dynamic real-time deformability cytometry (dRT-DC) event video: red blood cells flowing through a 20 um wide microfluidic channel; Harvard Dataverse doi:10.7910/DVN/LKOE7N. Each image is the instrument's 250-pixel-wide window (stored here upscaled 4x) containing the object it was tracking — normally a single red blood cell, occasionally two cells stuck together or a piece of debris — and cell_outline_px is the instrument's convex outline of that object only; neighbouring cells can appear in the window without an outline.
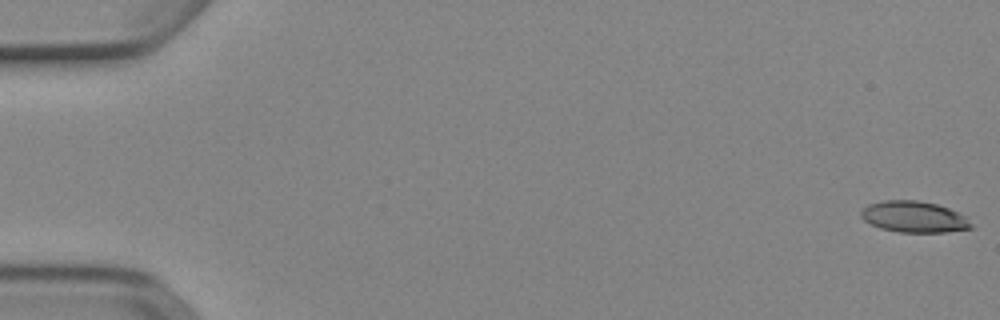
{"species": "Egyptian fruit bat (a non-hibernating species)", "species_latin": "Rousettus aegyptiacus", "temperature_condition": "cold", "stored_images_in_passage": 53, "camera_frame_rate_fps": 3000, "um_per_image_px": 0.085, "animal": {"sex": "female"}, "frame": {"image": 1, "passage_image": 1, "time_ms": 0.0, "image_size_px": [1000, 320], "cell_outline_px": [[972, 228], [944, 232], [900, 232], [880, 228], [864, 220], [860, 216], [860, 212], [868, 204], [884, 200], [920, 200], [936, 204], [948, 208], [968, 216], [972, 224]], "centroid_in_image_um": [77.71, 18.42], "position_along_channel_um": 7.3, "area_um2": 20.11}}
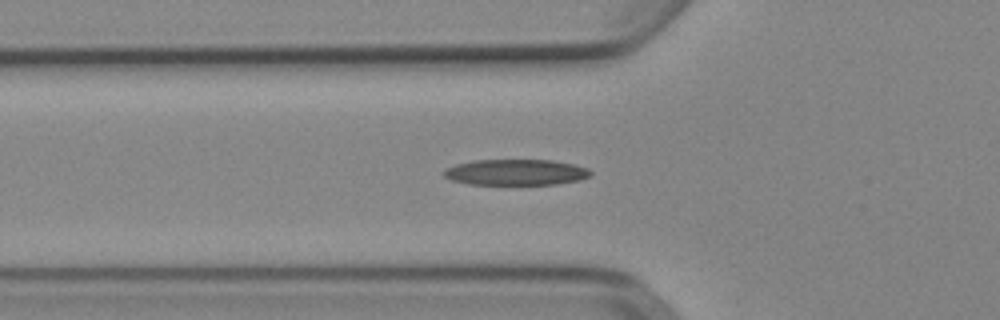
{"frame": {"image": 2, "passage_image": 19, "time_ms": 6.0, "image_size_px": [1000, 320], "cell_outline_px": [[592, 176], [580, 180], [556, 184], [468, 184], [452, 180], [444, 176], [440, 172], [444, 168], [456, 164], [472, 160], [552, 160], [572, 164], [588, 168], [592, 172]], "centroid_in_image_um": [43.82, 14.64], "position_along_channel_um": 82.0, "area_um2": 22.31}}
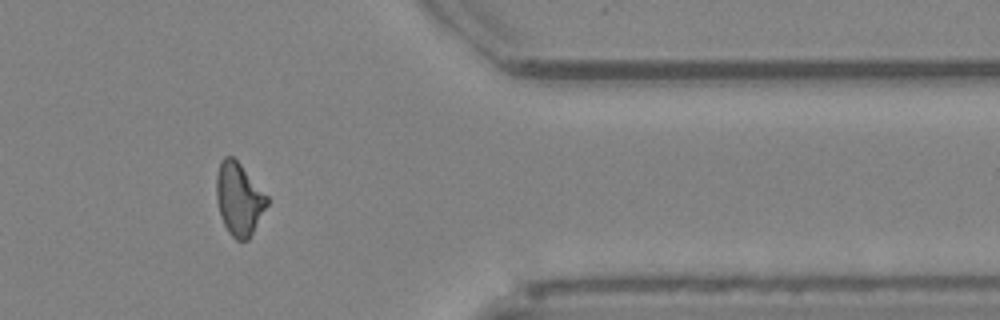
{"frame": {"image": 3, "passage_image": 44, "time_ms": 14.333, "image_size_px": [1000, 320], "cell_outline_px": [[268, 204], [248, 240], [236, 240], [228, 232], [220, 216], [216, 200], [216, 176], [220, 160], [224, 156], [232, 156], [240, 164], [268, 196]], "centroid_in_image_um": [20.29, 16.91], "position_along_channel_um": 391.1, "area_um2": 21.39}, "authors_computed_cell_mechanics": {"area_um2": 21.6172, "velocity_mm_per_s": 3.9046, "shape_relaxation_time_tau1_ms": 6.4076, "shape_relaxation_time_tau2_ms": 9.6024, "deformation_change_tau1": 0.1979, "deformation_change_tau2": 0.2209}}